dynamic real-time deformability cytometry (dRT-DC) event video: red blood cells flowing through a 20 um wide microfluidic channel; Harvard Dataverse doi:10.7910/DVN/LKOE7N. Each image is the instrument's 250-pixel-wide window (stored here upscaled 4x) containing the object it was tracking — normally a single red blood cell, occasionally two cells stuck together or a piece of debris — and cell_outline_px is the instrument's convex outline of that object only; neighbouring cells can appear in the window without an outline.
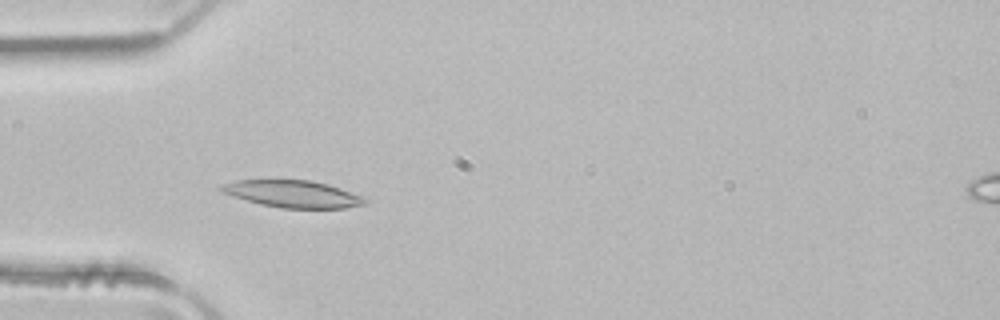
{"species": "common noctule bat (a hibernating species)", "species_latin": "Nyctalus noctula", "temperature_condition": "room temperature", "stored_images_in_passage": 2, "camera_frame_rate_fps": 3000, "um_per_image_px": 0.085, "animal": {"sex": "male", "body_mass_g": 21.5, "forearm_length_mm": 52.0}, "frame": {"image": 1, "passage_image": 2, "time_ms": 0.333, "image_size_px": [1000, 320], "cell_outline_px": [[368, 204], [344, 208], [280, 208], [260, 204], [224, 192], [220, 188], [220, 184], [236, 180], [308, 180], [328, 184], [364, 196], [368, 200]], "centroid_in_image_um": [24.96, 16.48], "position_along_channel_um": 60.0, "area_um2": 22.54}}